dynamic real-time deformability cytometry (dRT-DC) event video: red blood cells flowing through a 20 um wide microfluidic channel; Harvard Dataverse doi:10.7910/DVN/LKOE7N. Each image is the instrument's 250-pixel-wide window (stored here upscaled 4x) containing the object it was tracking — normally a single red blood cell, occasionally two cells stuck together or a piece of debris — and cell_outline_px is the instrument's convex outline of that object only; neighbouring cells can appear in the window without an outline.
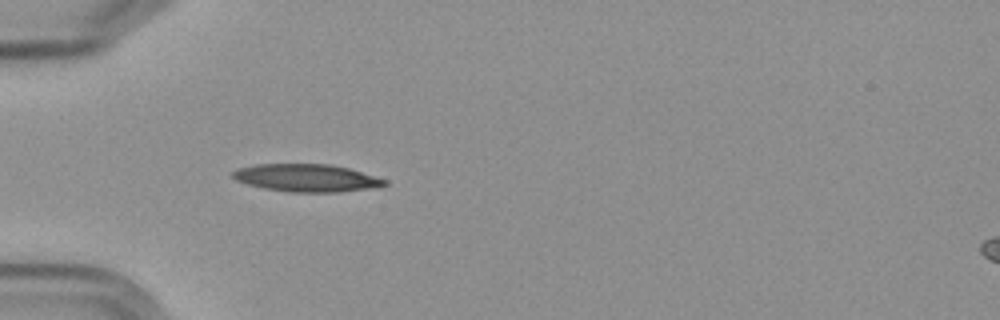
{"species": "Egyptian fruit bat (a non-hibernating species)", "species_latin": "Rousettus aegyptiacus", "temperature_condition": "cold", "stored_images_in_passage": 4, "camera_frame_rate_fps": 3000, "um_per_image_px": 0.085, "frame": {"image": 1, "passage_image": 4, "time_ms": 3.667, "image_size_px": [1000, 320], "cell_outline_px": [[388, 184], [380, 188], [340, 192], [288, 192], [264, 188], [248, 184], [236, 180], [232, 176], [232, 172], [240, 168], [256, 164], [332, 164], [348, 168], [388, 180]], "centroid_in_image_um": [26.13, 15.13], "position_along_channel_um": 58.9, "area_um2": 24.62}}